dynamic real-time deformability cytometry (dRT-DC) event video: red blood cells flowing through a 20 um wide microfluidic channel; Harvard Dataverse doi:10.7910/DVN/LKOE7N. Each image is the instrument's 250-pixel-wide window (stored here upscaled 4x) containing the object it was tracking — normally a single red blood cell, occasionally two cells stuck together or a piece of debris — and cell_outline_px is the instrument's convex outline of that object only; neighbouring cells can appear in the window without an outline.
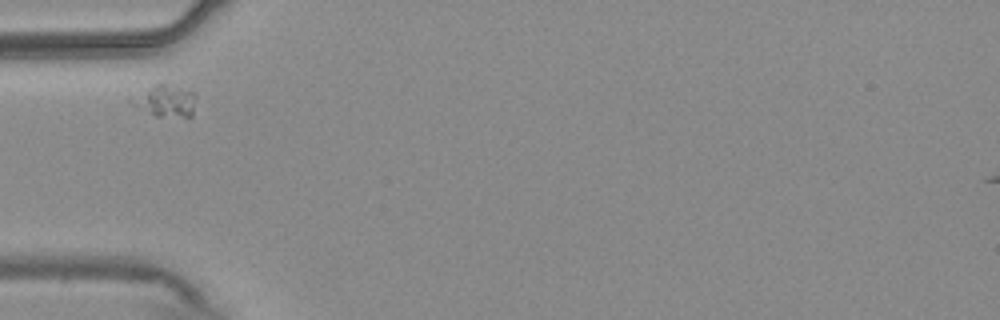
{"species": "common noctule bat (a hibernating species)", "species_latin": "Nyctalus noctula", "temperature_condition": "warm", "stored_images_in_passage": 31, "camera_frame_rate_fps": 3000, "um_per_image_px": 0.085, "animal": {"sex": "male", "body_mass_g": 20.4}, "frame": {"image": 1, "passage_image": 1, "time_ms": 0.0, "image_size_px": [1000, 320], "cell_outline_px": [[196, 96], [192, 116], [156, 116], [140, 108], [140, 104], [148, 92], [156, 84], [164, 84], [196, 92]], "centroid_in_image_um": [14.37, 8.61], "position_along_channel_um": 70.6, "area_um2": 10.23}}
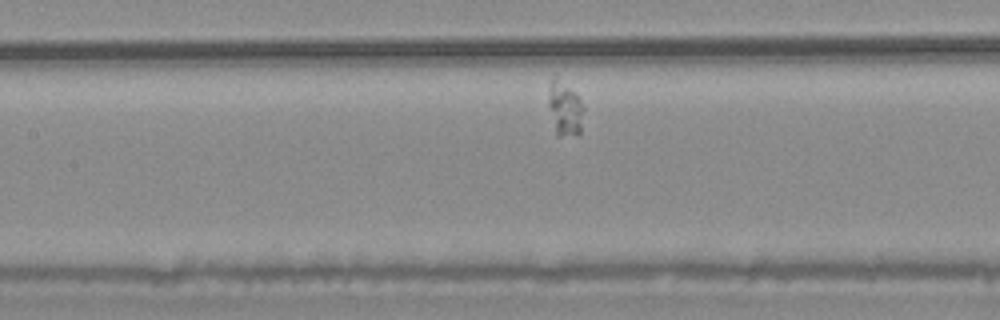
{"frame": {"image": 2, "passage_image": 9, "time_ms": 2.667, "image_size_px": [1000, 320], "cell_outline_px": [[584, 108], [580, 132], [576, 136], [556, 136], [548, 104], [548, 88], [552, 76], [556, 76], [580, 100]], "centroid_in_image_um": [47.98, 9.27], "position_along_channel_um": 159.4, "area_um2": 11.1}}
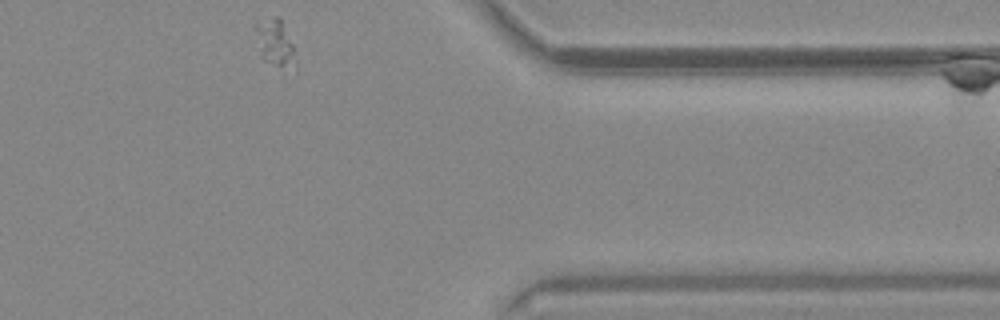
{"frame": {"image": 3, "passage_image": 31, "time_ms": 10.0, "image_size_px": [1000, 320], "cell_outline_px": [[296, 72], [264, 60], [260, 56], [256, 28], [256, 24], [272, 16], [280, 16], [292, 44], [296, 68]], "centroid_in_image_um": [23.42, 3.67], "position_along_channel_um": 388.0, "area_um2": 10.69}}